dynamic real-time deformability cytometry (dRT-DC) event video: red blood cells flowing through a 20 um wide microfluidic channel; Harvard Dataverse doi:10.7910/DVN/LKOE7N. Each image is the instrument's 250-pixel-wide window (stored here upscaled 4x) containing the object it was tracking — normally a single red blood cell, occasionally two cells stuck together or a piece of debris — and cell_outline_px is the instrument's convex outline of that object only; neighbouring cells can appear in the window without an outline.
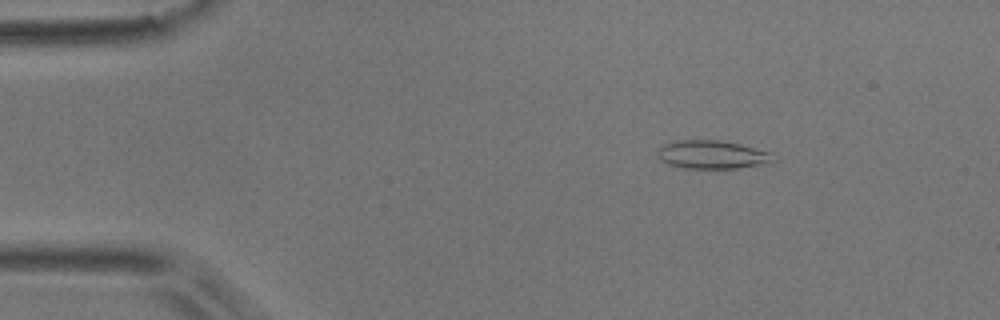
{"species": "common noctule bat (a hibernating species)", "species_latin": "Nyctalus noctula", "temperature_condition": "room temperature", "stored_images_in_passage": 3, "camera_frame_rate_fps": 3000, "um_per_image_px": 0.085, "animal": {"sex": "male", "body_mass_g": 17.9}, "frame": {"image": 1, "passage_image": 1, "time_ms": 0.0, "image_size_px": [1000, 320], "cell_outline_px": [[776, 160], [772, 164], [736, 168], [684, 168], [668, 164], [660, 160], [656, 152], [656, 148], [664, 144], [676, 140], [720, 140], [740, 144], [772, 152]], "centroid_in_image_um": [60.57, 13.14], "position_along_channel_um": 24.4, "area_um2": 19.54}}